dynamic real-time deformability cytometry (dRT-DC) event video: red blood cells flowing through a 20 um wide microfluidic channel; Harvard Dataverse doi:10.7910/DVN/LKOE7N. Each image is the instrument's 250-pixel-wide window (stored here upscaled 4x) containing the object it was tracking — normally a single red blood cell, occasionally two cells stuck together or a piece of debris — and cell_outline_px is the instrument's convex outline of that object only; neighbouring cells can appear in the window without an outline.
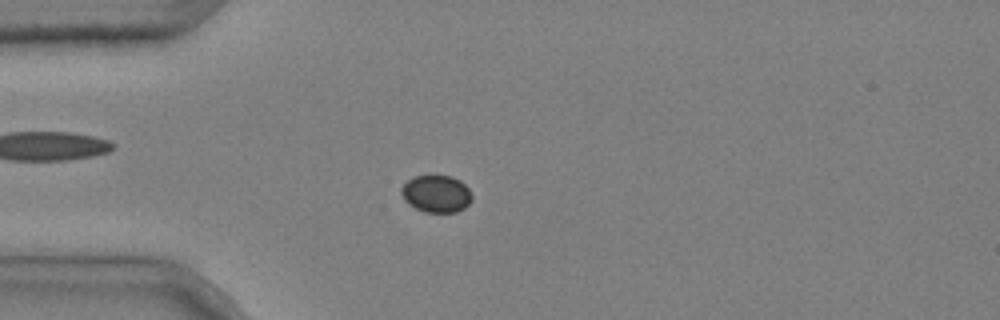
{"species": "common noctule bat (a hibernating species)", "species_latin": "Nyctalus noctula", "temperature_condition": "cold", "stored_images_in_passage": 53, "camera_frame_rate_fps": 3000, "um_per_image_px": 0.085, "animal": {"sex": "male", "body_mass_g": 20.4}, "frame": {"image": 1, "passage_image": 15, "time_ms": 4.667, "image_size_px": [1000, 320], "cell_outline_px": [[472, 200], [464, 208], [456, 212], [424, 212], [408, 204], [404, 200], [400, 192], [400, 188], [412, 176], [452, 176], [460, 180], [468, 188], [472, 196]], "centroid_in_image_um": [37.07, 16.47], "position_along_channel_um": 47.9, "area_um2": 15.37}}
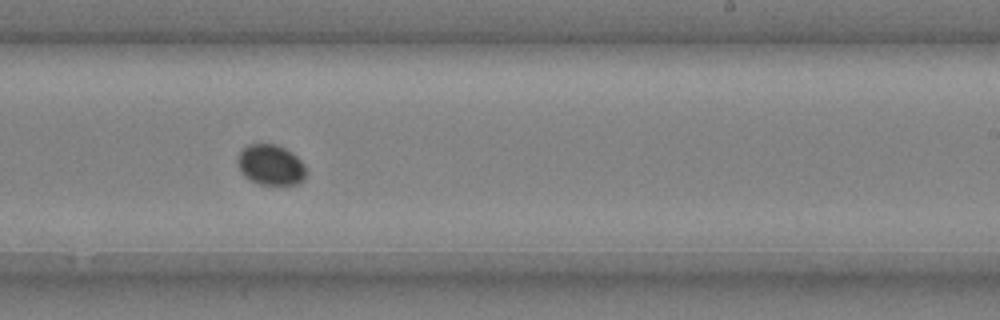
{"frame": {"image": 2, "passage_image": 34, "time_ms": 11.0, "image_size_px": [1000, 320], "cell_outline_px": [[304, 180], [296, 184], [260, 184], [244, 176], [236, 160], [236, 156], [248, 144], [276, 144], [292, 152], [304, 164]], "centroid_in_image_um": [22.99, 14.0], "position_along_channel_um": 266.0, "area_um2": 15.95}}
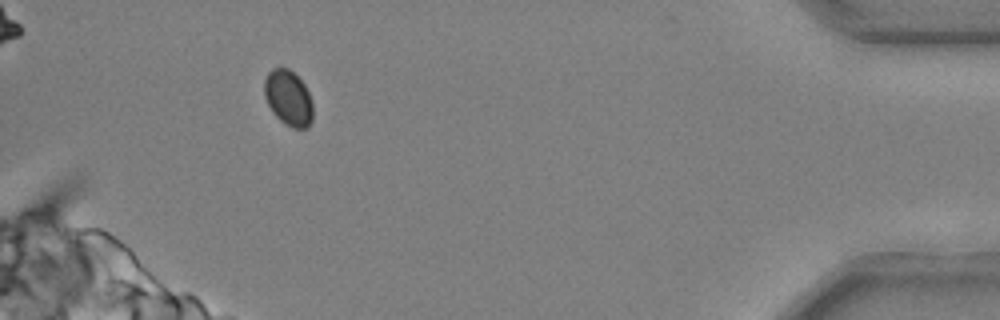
{"frame": {"image": 3, "passage_image": 50, "time_ms": 16.333, "image_size_px": [1000, 320], "cell_outline_px": [[312, 120], [308, 128], [292, 128], [280, 120], [272, 112], [264, 96], [264, 80], [268, 72], [272, 68], [288, 68], [304, 84], [308, 92], [312, 104]], "centroid_in_image_um": [24.49, 8.34], "position_along_channel_um": 410.7, "area_um2": 15.61}, "authors_computed_cell_mechanics": {"area_um2": 15.9528, "velocity_mm_per_s": 3.6546, "shape_relaxation_time_tau1_ms": 0.4478, "shape_relaxation_time_tau2_ms": null, "deformation_change_tau1": 0.0196, "deformation_change_tau2": null}}